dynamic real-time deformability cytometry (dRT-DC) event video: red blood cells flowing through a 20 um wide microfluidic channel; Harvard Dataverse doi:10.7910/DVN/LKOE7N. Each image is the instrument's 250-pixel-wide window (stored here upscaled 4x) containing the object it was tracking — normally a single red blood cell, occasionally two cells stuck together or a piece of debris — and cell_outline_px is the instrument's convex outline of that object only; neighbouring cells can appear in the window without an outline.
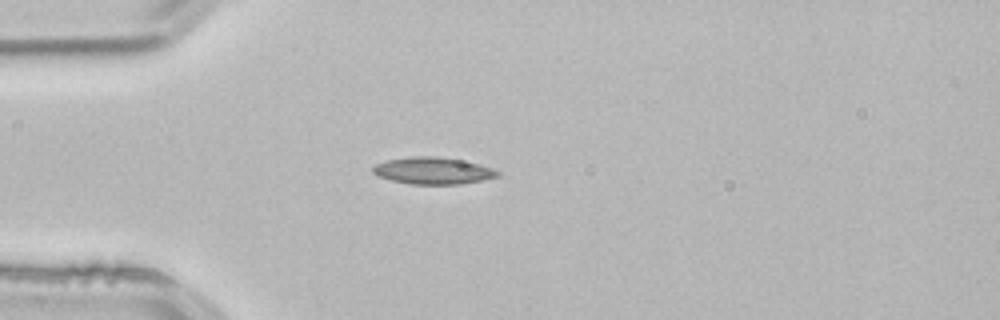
{"species": "common noctule bat (a hibernating species)", "species_latin": "Nyctalus noctula", "temperature_condition": "room temperature", "stored_images_in_passage": 3, "camera_frame_rate_fps": 3000, "um_per_image_px": 0.085, "animal": {"sex": "male", "body_mass_g": 21.5, "forearm_length_mm": 52.0}, "frame": {"image": 1, "passage_image": 3, "time_ms": 0.667, "image_size_px": [1000, 320], "cell_outline_px": [[500, 176], [460, 184], [408, 184], [376, 176], [372, 172], [372, 168], [376, 164], [388, 160], [412, 156], [436, 156], [460, 160], [492, 168], [500, 172]], "centroid_in_image_um": [36.76, 14.51], "position_along_channel_um": 48.2, "area_um2": 19.36}}